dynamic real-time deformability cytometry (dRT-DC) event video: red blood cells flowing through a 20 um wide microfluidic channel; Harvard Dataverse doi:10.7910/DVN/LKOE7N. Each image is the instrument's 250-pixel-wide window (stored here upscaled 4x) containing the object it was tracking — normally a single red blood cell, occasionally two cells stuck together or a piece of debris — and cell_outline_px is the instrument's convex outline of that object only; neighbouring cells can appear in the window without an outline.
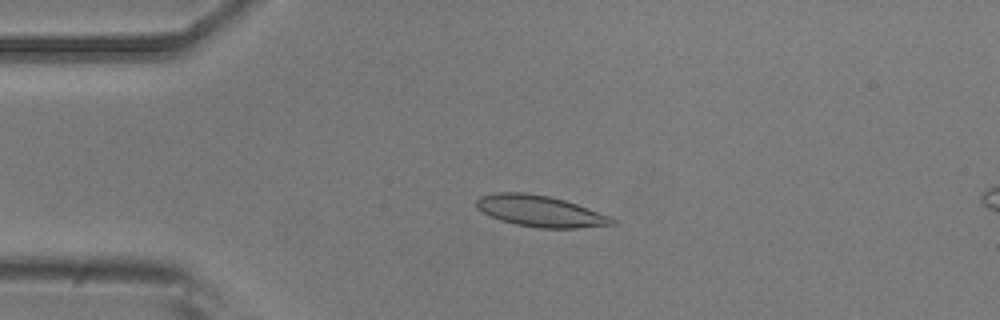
{"species": "common noctule bat (a hibernating species)", "species_latin": "Nyctalus noctula", "temperature_condition": "room temperature", "stored_images_in_passage": 50, "camera_frame_rate_fps": 3000, "um_per_image_px": 0.085, "animal": {"sex": "male", "body_mass_g": 20.5, "forearm_length_mm": 52.5}, "frame": {"image": 1, "passage_image": 11, "time_ms": 3.333, "image_size_px": [1000, 320], "cell_outline_px": [[616, 224], [576, 228], [536, 228], [516, 224], [500, 220], [476, 208], [476, 200], [480, 196], [500, 192], [524, 192], [548, 196], [564, 200], [612, 216], [616, 220]], "centroid_in_image_um": [45.94, 17.95], "position_along_channel_um": 39.1, "area_um2": 24.62}}
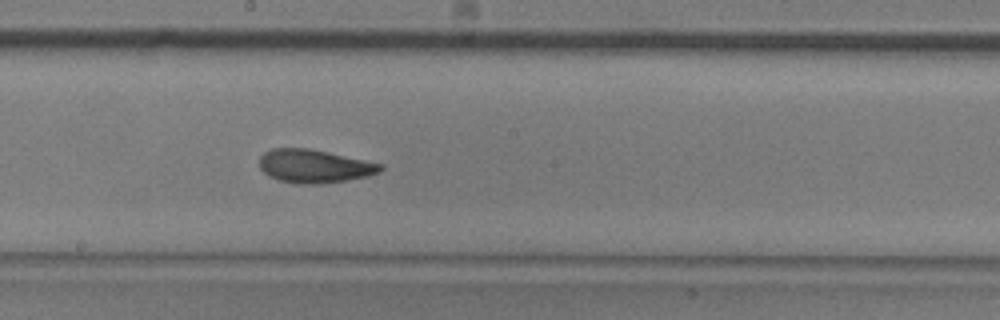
{"frame": {"image": 2, "passage_image": 27, "time_ms": 8.667, "image_size_px": [1000, 320], "cell_outline_px": [[384, 168], [380, 172], [368, 176], [348, 180], [316, 184], [300, 184], [280, 180], [268, 176], [260, 168], [260, 156], [264, 152], [272, 148], [308, 148], [328, 152], [384, 164]], "centroid_in_image_um": [26.73, 14.12], "position_along_channel_um": 221.5, "area_um2": 23.52}}
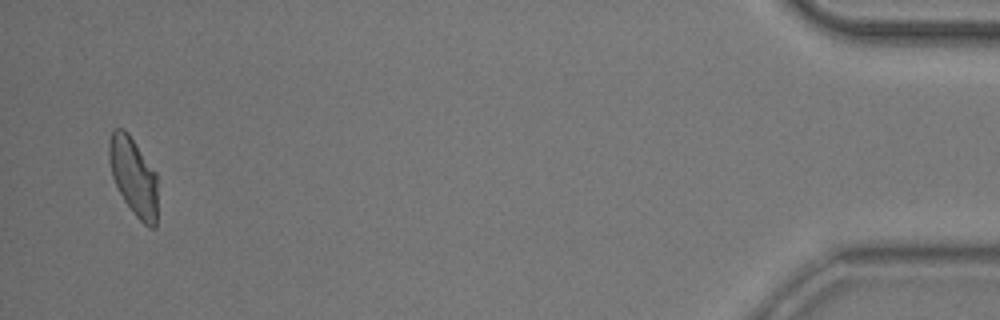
{"frame": {"image": 3, "passage_image": 49, "time_ms": 16.0, "image_size_px": [1000, 320], "cell_outline_px": [[156, 228], [148, 228], [136, 216], [124, 200], [112, 176], [108, 156], [108, 144], [112, 128], [124, 128], [128, 132], [156, 172]], "centroid_in_image_um": [11.33, 14.96], "position_along_channel_um": 423.9, "area_um2": 22.02}}